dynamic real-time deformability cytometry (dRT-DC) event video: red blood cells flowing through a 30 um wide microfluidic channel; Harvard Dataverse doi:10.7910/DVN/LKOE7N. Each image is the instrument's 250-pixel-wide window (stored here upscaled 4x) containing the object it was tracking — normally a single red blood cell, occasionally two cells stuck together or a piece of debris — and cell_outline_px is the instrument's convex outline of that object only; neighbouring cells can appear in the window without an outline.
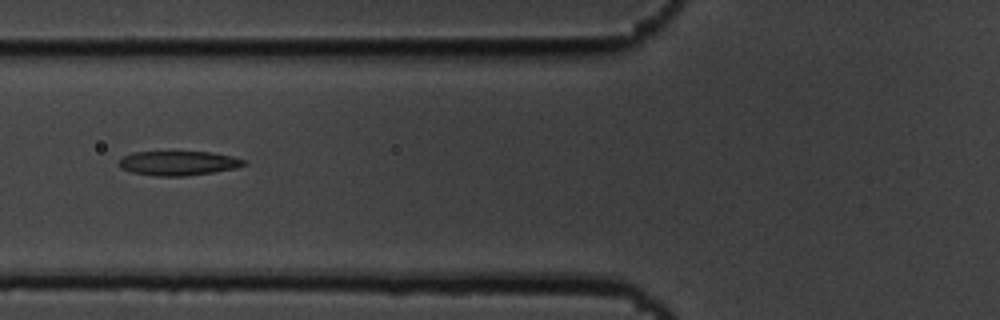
{"species": "common noctule bat (a hibernating species)", "species_latin": "Nyctalus noctula", "temperature_condition": "cold", "stored_images_in_passage": 54, "camera_frame_rate_fps": 3000, "um_per_image_px": 0.085, "animal": {"sex": "male", "body_mass_g": 19.5, "forearm_length_mm": 54.6}, "frame": {"image": 1, "passage_image": 21, "time_ms": 6.667, "image_size_px": [1000, 320], "cell_outline_px": [[248, 164], [236, 168], [212, 172], [184, 176], [156, 176], [132, 172], [120, 168], [120, 160], [124, 156], [132, 152], [212, 152], [232, 156], [244, 160]], "centroid_in_image_um": [15.18, 13.87], "position_along_channel_um": 110.6, "area_um2": 17.63}}
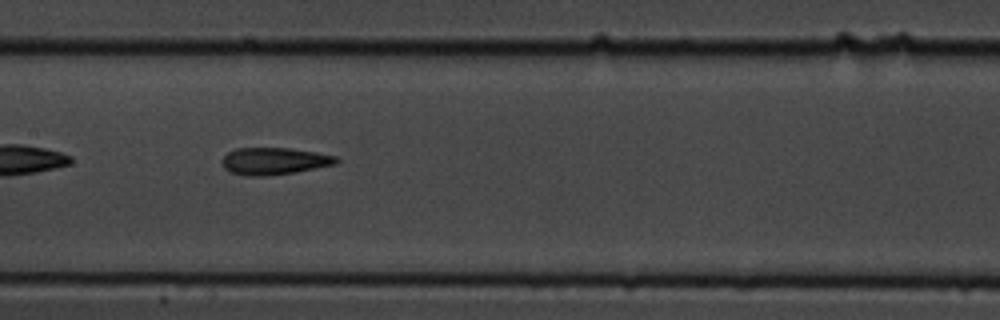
{"frame": {"image": 2, "passage_image": 27, "time_ms": 8.667, "image_size_px": [1000, 320], "cell_outline_px": [[340, 160], [336, 164], [292, 172], [268, 176], [244, 176], [232, 172], [224, 168], [220, 160], [228, 152], [236, 148], [288, 148], [316, 152], [336, 156]], "centroid_in_image_um": [23.27, 13.69], "position_along_channel_um": 184.1, "area_um2": 17.98}}
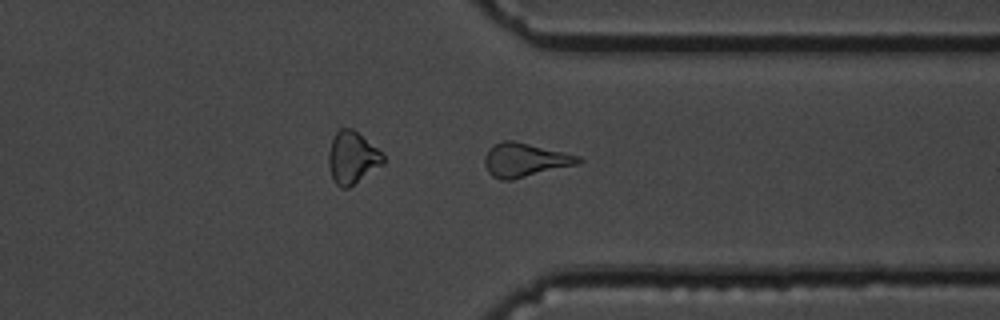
{"frame": {"image": 3, "passage_image": 42, "time_ms": 13.667, "image_size_px": [1000, 320], "cell_outline_px": [[584, 160], [576, 164], [512, 180], [500, 180], [492, 176], [488, 172], [484, 164], [484, 156], [496, 144], [504, 140], [512, 140], [564, 152], [580, 156]], "centroid_in_image_um": [44.6, 13.61], "position_along_channel_um": 366.8, "area_um2": 18.15}, "authors_computed_cell_mechanics": {"area_um2": 18.5249, "velocity_mm_per_s": 3.6594, "shape_relaxation_time_tau1_ms": 5.9355, "shape_relaxation_time_tau2_ms": 3.179, "deformation_change_tau1": 0.1737, "deformation_change_tau2": 0.117}}